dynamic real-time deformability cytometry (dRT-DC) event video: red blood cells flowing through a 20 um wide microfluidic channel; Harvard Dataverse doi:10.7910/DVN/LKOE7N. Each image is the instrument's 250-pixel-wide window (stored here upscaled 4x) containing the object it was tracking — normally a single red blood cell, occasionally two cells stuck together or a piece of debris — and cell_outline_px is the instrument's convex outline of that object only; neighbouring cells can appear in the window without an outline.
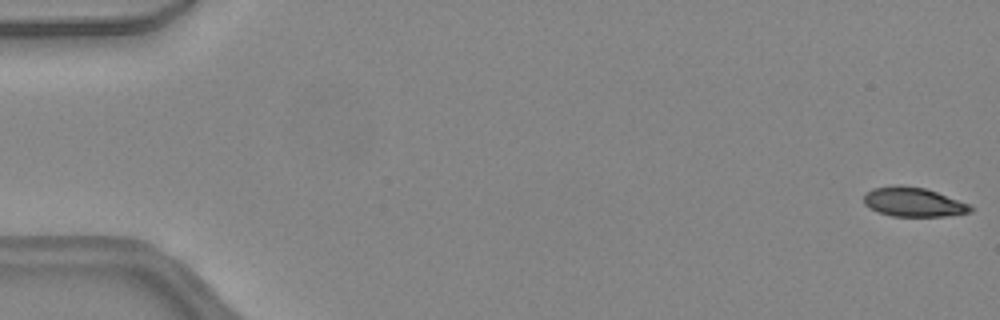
{"species": "common noctule bat (a hibernating species)", "species_latin": "Nyctalus noctula", "temperature_condition": "warm", "stored_images_in_passage": 47, "camera_frame_rate_fps": 3000, "um_per_image_px": 0.085, "animal": {"sex": "female", "body_mass_g": 24.6, "forearm_length_mm": 56.2}, "frame": {"image": 1, "passage_image": 1, "time_ms": 0.0, "image_size_px": [1000, 320], "cell_outline_px": [[972, 212], [944, 216], [892, 216], [880, 212], [864, 204], [864, 196], [872, 188], [896, 184], [900, 184], [924, 188], [936, 192], [968, 204], [972, 208]], "centroid_in_image_um": [77.61, 17.16], "position_along_channel_um": 7.4, "area_um2": 17.92}}
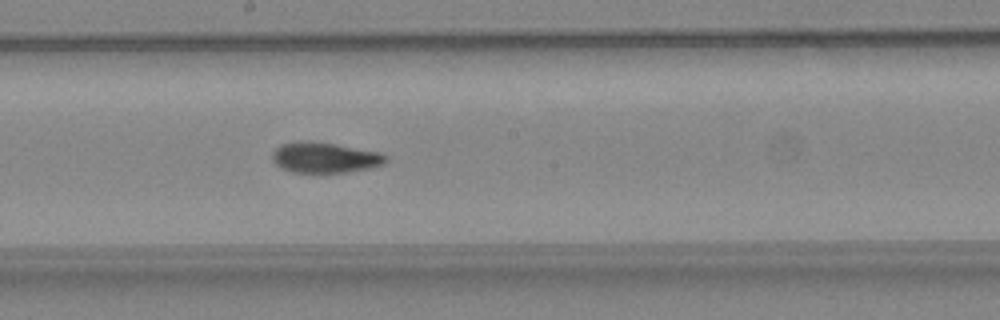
{"frame": {"image": 2, "passage_image": 26, "time_ms": 8.333, "image_size_px": [1000, 320], "cell_outline_px": [[388, 160], [384, 164], [372, 168], [344, 172], [292, 172], [276, 164], [272, 160], [272, 152], [280, 144], [304, 140], [332, 144], [380, 152], [388, 156]], "centroid_in_image_um": [27.62, 13.39], "position_along_channel_um": 220.6, "area_um2": 20.06}}
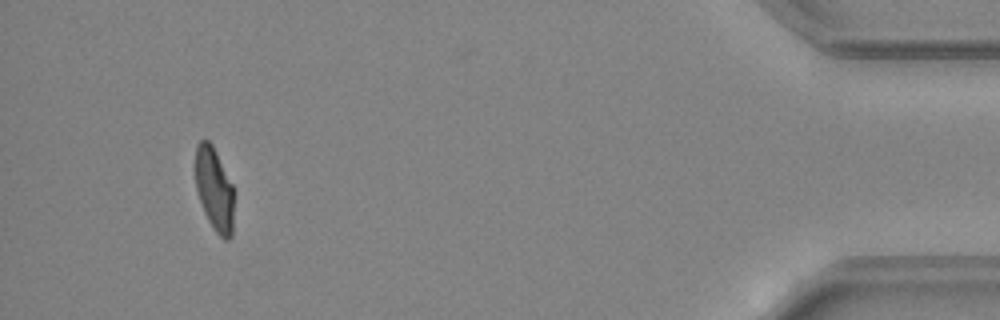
{"frame": {"image": 3, "passage_image": 44, "time_ms": 14.333, "image_size_px": [1000, 320], "cell_outline_px": [[236, 192], [232, 236], [228, 240], [224, 240], [216, 232], [208, 220], [204, 212], [196, 188], [196, 144], [200, 140], [208, 140], [212, 144]], "centroid_in_image_um": [18.27, 16.13], "position_along_channel_um": 416.9, "area_um2": 19.07}, "authors_computed_cell_mechanics": {"area_um2": 20.1144, "velocity_mm_per_s": 4.4707, "shape_relaxation_time_tau1_ms": 9.1787, "shape_relaxation_time_tau2_ms": 1.7356, "deformation_change_tau1": 0.2624, "deformation_change_tau2": 0.0701}}